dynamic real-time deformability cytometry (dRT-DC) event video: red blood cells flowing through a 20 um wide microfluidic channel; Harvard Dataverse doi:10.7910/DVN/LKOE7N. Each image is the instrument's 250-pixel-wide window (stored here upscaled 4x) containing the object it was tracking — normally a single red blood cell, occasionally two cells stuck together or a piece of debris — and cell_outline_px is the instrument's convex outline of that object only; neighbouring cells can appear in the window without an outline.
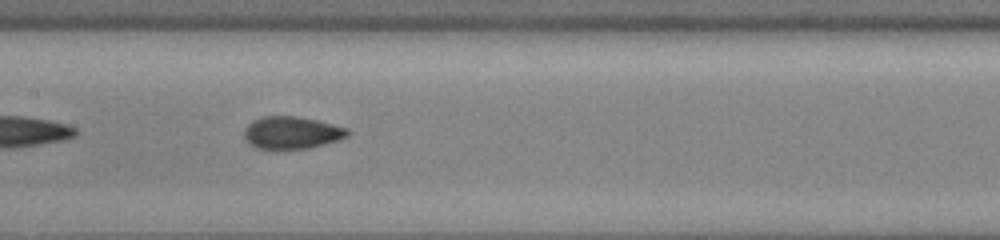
{"species": "common noctule bat (a hibernating species)", "species_latin": "Nyctalus noctula", "temperature_condition": "cold", "stored_images_in_passage": 46, "segment_of_instrument_passage": [2, 2], "camera_frame_rate_fps": 3000, "um_per_image_px": 0.085, "animal": {"sex": "male", "body_mass_g": 13.0, "forearm_length_mm": 53.1}, "frame": {"image": 1, "passage_image": 24, "time_ms": 7.667, "image_size_px": [1000, 240], "cell_outline_px": [[348, 136], [324, 144], [308, 148], [256, 148], [248, 144], [244, 140], [244, 128], [252, 120], [264, 116], [296, 116], [316, 120], [348, 128]], "centroid_in_image_um": [24.74, 11.26], "position_along_channel_um": 182.7, "area_um2": 19.36}}
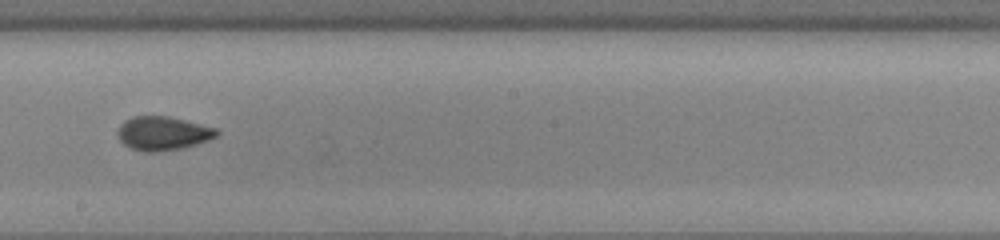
{"frame": {"image": 2, "passage_image": 28, "time_ms": 9.0, "image_size_px": [1000, 240], "cell_outline_px": [[220, 132], [216, 136], [208, 140], [196, 144], [180, 148], [156, 152], [144, 152], [132, 148], [124, 144], [120, 140], [116, 132], [120, 124], [124, 120], [132, 116], [168, 116], [216, 128]], "centroid_in_image_um": [13.81, 11.32], "position_along_channel_um": 234.4, "area_um2": 19.42}}
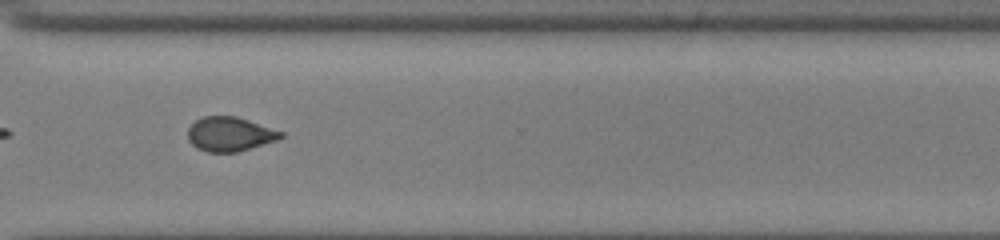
{"frame": {"image": 3, "passage_image": 37, "time_ms": 12.0, "image_size_px": [1000, 240], "cell_outline_px": [[284, 136], [276, 140], [236, 152], [208, 152], [196, 148], [188, 140], [188, 128], [196, 120], [204, 116], [236, 116], [284, 132]], "centroid_in_image_um": [19.51, 11.39], "position_along_channel_um": 351.1, "area_um2": 18.44}}